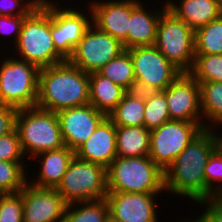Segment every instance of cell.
<instances>
[{"label": "cell", "instance_id": "obj_1", "mask_svg": "<svg viewBox=\"0 0 222 222\" xmlns=\"http://www.w3.org/2000/svg\"><path fill=\"white\" fill-rule=\"evenodd\" d=\"M213 153L211 140L203 129L164 171L165 193L199 204L206 199L205 166Z\"/></svg>", "mask_w": 222, "mask_h": 222}, {"label": "cell", "instance_id": "obj_2", "mask_svg": "<svg viewBox=\"0 0 222 222\" xmlns=\"http://www.w3.org/2000/svg\"><path fill=\"white\" fill-rule=\"evenodd\" d=\"M89 104V73L68 60L40 69L36 106L58 112Z\"/></svg>", "mask_w": 222, "mask_h": 222}, {"label": "cell", "instance_id": "obj_3", "mask_svg": "<svg viewBox=\"0 0 222 222\" xmlns=\"http://www.w3.org/2000/svg\"><path fill=\"white\" fill-rule=\"evenodd\" d=\"M13 55L39 69L67 61L56 49L51 36V0H41L23 22Z\"/></svg>", "mask_w": 222, "mask_h": 222}, {"label": "cell", "instance_id": "obj_4", "mask_svg": "<svg viewBox=\"0 0 222 222\" xmlns=\"http://www.w3.org/2000/svg\"><path fill=\"white\" fill-rule=\"evenodd\" d=\"M16 130L22 151L29 163L38 153L65 146L56 112L37 106L19 109L16 115Z\"/></svg>", "mask_w": 222, "mask_h": 222}, {"label": "cell", "instance_id": "obj_5", "mask_svg": "<svg viewBox=\"0 0 222 222\" xmlns=\"http://www.w3.org/2000/svg\"><path fill=\"white\" fill-rule=\"evenodd\" d=\"M108 192L163 193L164 172L149 158L116 157L107 168Z\"/></svg>", "mask_w": 222, "mask_h": 222}, {"label": "cell", "instance_id": "obj_6", "mask_svg": "<svg viewBox=\"0 0 222 222\" xmlns=\"http://www.w3.org/2000/svg\"><path fill=\"white\" fill-rule=\"evenodd\" d=\"M40 69L15 56L0 61V101L16 109L36 106Z\"/></svg>", "mask_w": 222, "mask_h": 222}, {"label": "cell", "instance_id": "obj_7", "mask_svg": "<svg viewBox=\"0 0 222 222\" xmlns=\"http://www.w3.org/2000/svg\"><path fill=\"white\" fill-rule=\"evenodd\" d=\"M56 190L67 205L105 199L108 193L107 169L74 156Z\"/></svg>", "mask_w": 222, "mask_h": 222}, {"label": "cell", "instance_id": "obj_8", "mask_svg": "<svg viewBox=\"0 0 222 222\" xmlns=\"http://www.w3.org/2000/svg\"><path fill=\"white\" fill-rule=\"evenodd\" d=\"M195 31L166 10L157 25L154 46L182 73H188L195 60Z\"/></svg>", "mask_w": 222, "mask_h": 222}, {"label": "cell", "instance_id": "obj_9", "mask_svg": "<svg viewBox=\"0 0 222 222\" xmlns=\"http://www.w3.org/2000/svg\"><path fill=\"white\" fill-rule=\"evenodd\" d=\"M127 51L133 63L135 91H164L182 73L154 45Z\"/></svg>", "mask_w": 222, "mask_h": 222}, {"label": "cell", "instance_id": "obj_10", "mask_svg": "<svg viewBox=\"0 0 222 222\" xmlns=\"http://www.w3.org/2000/svg\"><path fill=\"white\" fill-rule=\"evenodd\" d=\"M54 1L51 0V36L55 49L68 60L85 31L92 24V11L87 4L85 9L88 12L85 13V9L81 10L78 5L76 7L68 4L64 7L65 4L61 5L60 1Z\"/></svg>", "mask_w": 222, "mask_h": 222}, {"label": "cell", "instance_id": "obj_11", "mask_svg": "<svg viewBox=\"0 0 222 222\" xmlns=\"http://www.w3.org/2000/svg\"><path fill=\"white\" fill-rule=\"evenodd\" d=\"M203 128L198 123L170 120L151 130L149 158L164 172Z\"/></svg>", "mask_w": 222, "mask_h": 222}, {"label": "cell", "instance_id": "obj_12", "mask_svg": "<svg viewBox=\"0 0 222 222\" xmlns=\"http://www.w3.org/2000/svg\"><path fill=\"white\" fill-rule=\"evenodd\" d=\"M123 51L125 48L120 41L91 24L68 61L84 72L92 73L101 69Z\"/></svg>", "mask_w": 222, "mask_h": 222}, {"label": "cell", "instance_id": "obj_13", "mask_svg": "<svg viewBox=\"0 0 222 222\" xmlns=\"http://www.w3.org/2000/svg\"><path fill=\"white\" fill-rule=\"evenodd\" d=\"M165 96L171 120L198 123L204 128L200 86L189 73H181L165 89Z\"/></svg>", "mask_w": 222, "mask_h": 222}, {"label": "cell", "instance_id": "obj_14", "mask_svg": "<svg viewBox=\"0 0 222 222\" xmlns=\"http://www.w3.org/2000/svg\"><path fill=\"white\" fill-rule=\"evenodd\" d=\"M92 11V24L120 41L128 50L129 19L142 0H84ZM89 1V2H88Z\"/></svg>", "mask_w": 222, "mask_h": 222}, {"label": "cell", "instance_id": "obj_15", "mask_svg": "<svg viewBox=\"0 0 222 222\" xmlns=\"http://www.w3.org/2000/svg\"><path fill=\"white\" fill-rule=\"evenodd\" d=\"M159 195L163 194L108 192L105 199L109 216L120 222H160L157 216Z\"/></svg>", "mask_w": 222, "mask_h": 222}, {"label": "cell", "instance_id": "obj_16", "mask_svg": "<svg viewBox=\"0 0 222 222\" xmlns=\"http://www.w3.org/2000/svg\"><path fill=\"white\" fill-rule=\"evenodd\" d=\"M23 222H63L67 204L56 188L26 182L22 189Z\"/></svg>", "mask_w": 222, "mask_h": 222}, {"label": "cell", "instance_id": "obj_17", "mask_svg": "<svg viewBox=\"0 0 222 222\" xmlns=\"http://www.w3.org/2000/svg\"><path fill=\"white\" fill-rule=\"evenodd\" d=\"M64 144L74 152L92 135L107 117L91 104L57 112Z\"/></svg>", "mask_w": 222, "mask_h": 222}, {"label": "cell", "instance_id": "obj_18", "mask_svg": "<svg viewBox=\"0 0 222 222\" xmlns=\"http://www.w3.org/2000/svg\"><path fill=\"white\" fill-rule=\"evenodd\" d=\"M75 156L80 160L96 163L107 169L117 157L116 125L106 117L75 151Z\"/></svg>", "mask_w": 222, "mask_h": 222}, {"label": "cell", "instance_id": "obj_19", "mask_svg": "<svg viewBox=\"0 0 222 222\" xmlns=\"http://www.w3.org/2000/svg\"><path fill=\"white\" fill-rule=\"evenodd\" d=\"M74 156L75 152L66 145L59 149L38 153L31 158V160L34 159L33 162L39 160L36 165L39 166L36 170L38 172L28 173V182L37 187L57 188Z\"/></svg>", "mask_w": 222, "mask_h": 222}, {"label": "cell", "instance_id": "obj_20", "mask_svg": "<svg viewBox=\"0 0 222 222\" xmlns=\"http://www.w3.org/2000/svg\"><path fill=\"white\" fill-rule=\"evenodd\" d=\"M161 6L150 10L147 3L140 2L132 10L131 18L129 19L128 49L137 46H153L155 44L160 16L167 10L164 0L161 2Z\"/></svg>", "mask_w": 222, "mask_h": 222}, {"label": "cell", "instance_id": "obj_21", "mask_svg": "<svg viewBox=\"0 0 222 222\" xmlns=\"http://www.w3.org/2000/svg\"><path fill=\"white\" fill-rule=\"evenodd\" d=\"M165 2L167 10L194 31L222 15L219 0H165Z\"/></svg>", "mask_w": 222, "mask_h": 222}, {"label": "cell", "instance_id": "obj_22", "mask_svg": "<svg viewBox=\"0 0 222 222\" xmlns=\"http://www.w3.org/2000/svg\"><path fill=\"white\" fill-rule=\"evenodd\" d=\"M128 91L98 71L89 73V104L108 116Z\"/></svg>", "mask_w": 222, "mask_h": 222}, {"label": "cell", "instance_id": "obj_23", "mask_svg": "<svg viewBox=\"0 0 222 222\" xmlns=\"http://www.w3.org/2000/svg\"><path fill=\"white\" fill-rule=\"evenodd\" d=\"M150 136L145 126H116L117 157L149 156Z\"/></svg>", "mask_w": 222, "mask_h": 222}, {"label": "cell", "instance_id": "obj_24", "mask_svg": "<svg viewBox=\"0 0 222 222\" xmlns=\"http://www.w3.org/2000/svg\"><path fill=\"white\" fill-rule=\"evenodd\" d=\"M145 92L128 91L107 116L116 126H144Z\"/></svg>", "mask_w": 222, "mask_h": 222}, {"label": "cell", "instance_id": "obj_25", "mask_svg": "<svg viewBox=\"0 0 222 222\" xmlns=\"http://www.w3.org/2000/svg\"><path fill=\"white\" fill-rule=\"evenodd\" d=\"M199 86L204 126L222 124V82H201Z\"/></svg>", "mask_w": 222, "mask_h": 222}, {"label": "cell", "instance_id": "obj_26", "mask_svg": "<svg viewBox=\"0 0 222 222\" xmlns=\"http://www.w3.org/2000/svg\"><path fill=\"white\" fill-rule=\"evenodd\" d=\"M98 72L127 91H135V73L130 53L125 50Z\"/></svg>", "mask_w": 222, "mask_h": 222}, {"label": "cell", "instance_id": "obj_27", "mask_svg": "<svg viewBox=\"0 0 222 222\" xmlns=\"http://www.w3.org/2000/svg\"><path fill=\"white\" fill-rule=\"evenodd\" d=\"M109 207L106 199L68 204L63 222H106Z\"/></svg>", "mask_w": 222, "mask_h": 222}, {"label": "cell", "instance_id": "obj_28", "mask_svg": "<svg viewBox=\"0 0 222 222\" xmlns=\"http://www.w3.org/2000/svg\"><path fill=\"white\" fill-rule=\"evenodd\" d=\"M195 55L222 54V15L195 30Z\"/></svg>", "mask_w": 222, "mask_h": 222}, {"label": "cell", "instance_id": "obj_29", "mask_svg": "<svg viewBox=\"0 0 222 222\" xmlns=\"http://www.w3.org/2000/svg\"><path fill=\"white\" fill-rule=\"evenodd\" d=\"M170 120L165 90L145 92L144 126L151 131Z\"/></svg>", "mask_w": 222, "mask_h": 222}, {"label": "cell", "instance_id": "obj_30", "mask_svg": "<svg viewBox=\"0 0 222 222\" xmlns=\"http://www.w3.org/2000/svg\"><path fill=\"white\" fill-rule=\"evenodd\" d=\"M27 165L26 163L0 161V193H15L23 189L30 172Z\"/></svg>", "mask_w": 222, "mask_h": 222}, {"label": "cell", "instance_id": "obj_31", "mask_svg": "<svg viewBox=\"0 0 222 222\" xmlns=\"http://www.w3.org/2000/svg\"><path fill=\"white\" fill-rule=\"evenodd\" d=\"M198 83L222 82V54L195 55L188 72Z\"/></svg>", "mask_w": 222, "mask_h": 222}, {"label": "cell", "instance_id": "obj_32", "mask_svg": "<svg viewBox=\"0 0 222 222\" xmlns=\"http://www.w3.org/2000/svg\"><path fill=\"white\" fill-rule=\"evenodd\" d=\"M0 222H23L22 190L0 193Z\"/></svg>", "mask_w": 222, "mask_h": 222}, {"label": "cell", "instance_id": "obj_33", "mask_svg": "<svg viewBox=\"0 0 222 222\" xmlns=\"http://www.w3.org/2000/svg\"><path fill=\"white\" fill-rule=\"evenodd\" d=\"M25 158L16 128L0 137V161L27 163L28 160Z\"/></svg>", "mask_w": 222, "mask_h": 222}, {"label": "cell", "instance_id": "obj_34", "mask_svg": "<svg viewBox=\"0 0 222 222\" xmlns=\"http://www.w3.org/2000/svg\"><path fill=\"white\" fill-rule=\"evenodd\" d=\"M206 198L215 194H222V157L214 153L208 159L205 170Z\"/></svg>", "mask_w": 222, "mask_h": 222}, {"label": "cell", "instance_id": "obj_35", "mask_svg": "<svg viewBox=\"0 0 222 222\" xmlns=\"http://www.w3.org/2000/svg\"><path fill=\"white\" fill-rule=\"evenodd\" d=\"M198 205L204 210L201 215L198 214L199 216H194V219L188 220L186 217L185 222H222V194L211 195Z\"/></svg>", "mask_w": 222, "mask_h": 222}, {"label": "cell", "instance_id": "obj_36", "mask_svg": "<svg viewBox=\"0 0 222 222\" xmlns=\"http://www.w3.org/2000/svg\"><path fill=\"white\" fill-rule=\"evenodd\" d=\"M41 0H0V16L28 15Z\"/></svg>", "mask_w": 222, "mask_h": 222}, {"label": "cell", "instance_id": "obj_37", "mask_svg": "<svg viewBox=\"0 0 222 222\" xmlns=\"http://www.w3.org/2000/svg\"><path fill=\"white\" fill-rule=\"evenodd\" d=\"M27 15H19V16H0V34L1 37L4 36H10V38H13V42L9 44L15 45L18 41L19 34L21 32V28L23 25V22L25 20V17ZM6 34V35H5Z\"/></svg>", "mask_w": 222, "mask_h": 222}, {"label": "cell", "instance_id": "obj_38", "mask_svg": "<svg viewBox=\"0 0 222 222\" xmlns=\"http://www.w3.org/2000/svg\"><path fill=\"white\" fill-rule=\"evenodd\" d=\"M18 109L0 101V137L11 133L16 128Z\"/></svg>", "mask_w": 222, "mask_h": 222}, {"label": "cell", "instance_id": "obj_39", "mask_svg": "<svg viewBox=\"0 0 222 222\" xmlns=\"http://www.w3.org/2000/svg\"><path fill=\"white\" fill-rule=\"evenodd\" d=\"M219 126L222 127V124H210L204 126L203 129L211 140L213 153L216 156L222 157V131L218 130Z\"/></svg>", "mask_w": 222, "mask_h": 222}, {"label": "cell", "instance_id": "obj_40", "mask_svg": "<svg viewBox=\"0 0 222 222\" xmlns=\"http://www.w3.org/2000/svg\"><path fill=\"white\" fill-rule=\"evenodd\" d=\"M106 222H120V221H117L115 220L114 218H112L111 216H109L106 220Z\"/></svg>", "mask_w": 222, "mask_h": 222}, {"label": "cell", "instance_id": "obj_41", "mask_svg": "<svg viewBox=\"0 0 222 222\" xmlns=\"http://www.w3.org/2000/svg\"><path fill=\"white\" fill-rule=\"evenodd\" d=\"M219 2H220L221 13H222V0H219Z\"/></svg>", "mask_w": 222, "mask_h": 222}]
</instances>
